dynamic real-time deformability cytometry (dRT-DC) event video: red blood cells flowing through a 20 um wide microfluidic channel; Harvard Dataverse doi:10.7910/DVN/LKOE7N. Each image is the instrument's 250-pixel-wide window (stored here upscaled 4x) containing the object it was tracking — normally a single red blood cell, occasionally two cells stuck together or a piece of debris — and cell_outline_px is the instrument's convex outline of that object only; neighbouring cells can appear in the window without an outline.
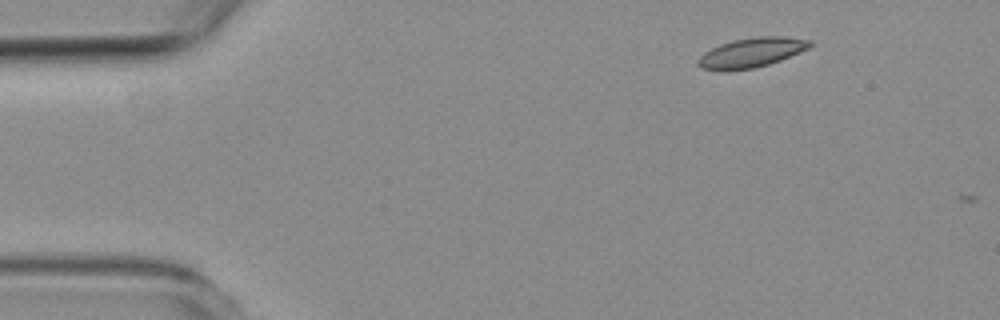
{"species": "common noctule bat (a hibernating species)", "species_latin": "Nyctalus noctula", "temperature_condition": "room temperature", "stored_images_in_passage": 4, "segment_of_instrument_passage": [2, 2], "camera_frame_rate_fps": 3000, "um_per_image_px": 0.085, "animal": {"sex": "female", "body_mass_g": 19.3, "forearm_length_mm": 54.1}, "frame": {"image": 1, "passage_image": 4, "time_ms": 4.667, "image_size_px": [1000, 320], "cell_outline_px": [[816, 44], [808, 48], [780, 60], [768, 64], [752, 68], [700, 68], [696, 64], [696, 60], [704, 52], [720, 44], [732, 40], [760, 36], [784, 36], [812, 40]], "centroid_in_image_um": [63.93, 4.42], "position_along_channel_um": 21.1, "area_um2": 18.79}}